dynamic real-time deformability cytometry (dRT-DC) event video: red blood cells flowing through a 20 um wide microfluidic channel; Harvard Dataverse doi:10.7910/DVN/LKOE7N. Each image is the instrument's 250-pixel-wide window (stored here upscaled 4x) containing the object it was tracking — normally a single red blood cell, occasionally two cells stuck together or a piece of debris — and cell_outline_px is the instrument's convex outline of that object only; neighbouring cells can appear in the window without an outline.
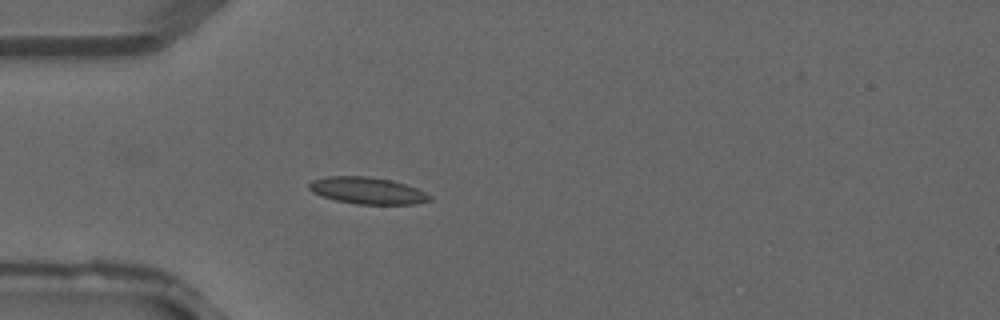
{"species": "common noctule bat (a hibernating species)", "species_latin": "Nyctalus noctula", "temperature_condition": "warm", "stored_images_in_passage": 2, "camera_frame_rate_fps": 3000, "um_per_image_px": 0.085, "animal": {"sex": "male", "forearm_length_mm": 52.5}, "frame": {"image": 1, "passage_image": 2, "time_ms": 0.333, "image_size_px": [1000, 320], "cell_outline_px": [[432, 200], [412, 204], [356, 204], [336, 200], [312, 192], [308, 188], [308, 184], [312, 180], [324, 176], [368, 176], [392, 180], [416, 188], [432, 196]], "centroid_in_image_um": [31.21, 16.19], "position_along_channel_um": 53.8, "area_um2": 18.79}}